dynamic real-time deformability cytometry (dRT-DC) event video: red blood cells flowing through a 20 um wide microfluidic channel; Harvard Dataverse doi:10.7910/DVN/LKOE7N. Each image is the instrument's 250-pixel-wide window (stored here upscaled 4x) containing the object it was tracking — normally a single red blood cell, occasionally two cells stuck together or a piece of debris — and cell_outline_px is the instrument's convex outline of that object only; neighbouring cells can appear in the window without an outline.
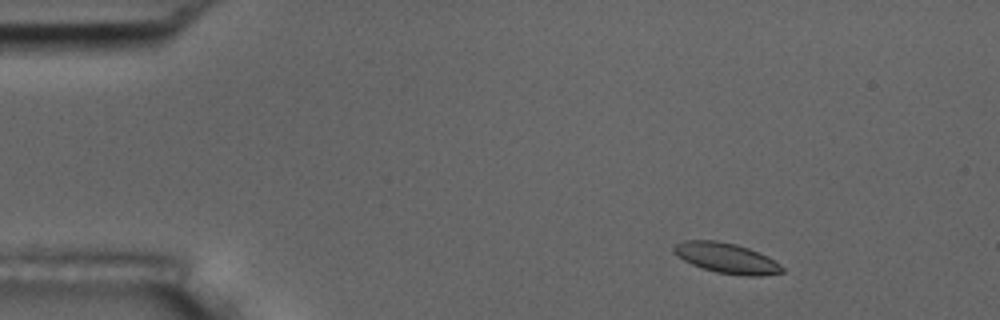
{"species": "common noctule bat (a hibernating species)", "species_latin": "Nyctalus noctula", "temperature_condition": "room temperature", "stored_images_in_passage": 5, "camera_frame_rate_fps": 3000, "um_per_image_px": 0.085, "animal": {"sex": "male", "body_mass_g": 17.5, "forearm_length_mm": 52.3}, "frame": {"image": 1, "passage_image": 1, "time_ms": 0.0, "image_size_px": [1000, 320], "cell_outline_px": [[784, 272], [760, 276], [744, 276], [716, 272], [692, 264], [676, 256], [672, 248], [676, 244], [684, 240], [716, 240], [736, 244], [748, 248], [768, 256], [780, 264], [784, 268]], "centroid_in_image_um": [61.76, 21.93], "position_along_channel_um": 23.2, "area_um2": 19.13}}
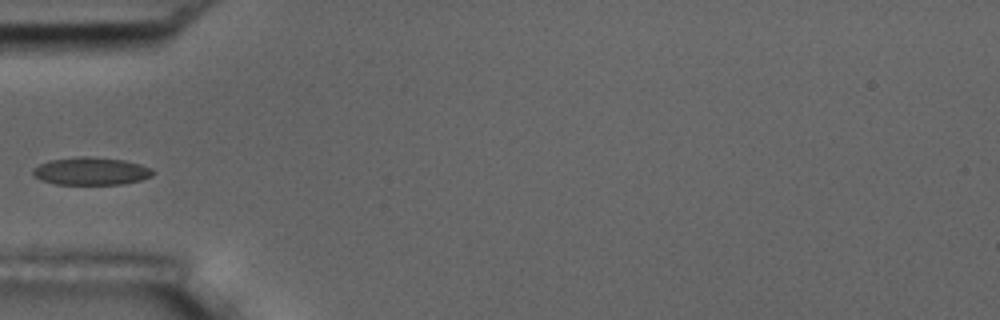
{"frame": {"image": 2, "passage_image": 4, "time_ms": 3.667, "image_size_px": [1000, 320], "cell_outline_px": [[156, 172], [152, 176], [140, 180], [120, 184], [56, 184], [40, 180], [32, 176], [32, 168], [48, 160], [76, 156], [88, 156], [124, 160], [140, 164], [152, 168]], "centroid_in_image_um": [7.71, 14.54], "position_along_channel_um": 77.3, "area_um2": 19.59}}